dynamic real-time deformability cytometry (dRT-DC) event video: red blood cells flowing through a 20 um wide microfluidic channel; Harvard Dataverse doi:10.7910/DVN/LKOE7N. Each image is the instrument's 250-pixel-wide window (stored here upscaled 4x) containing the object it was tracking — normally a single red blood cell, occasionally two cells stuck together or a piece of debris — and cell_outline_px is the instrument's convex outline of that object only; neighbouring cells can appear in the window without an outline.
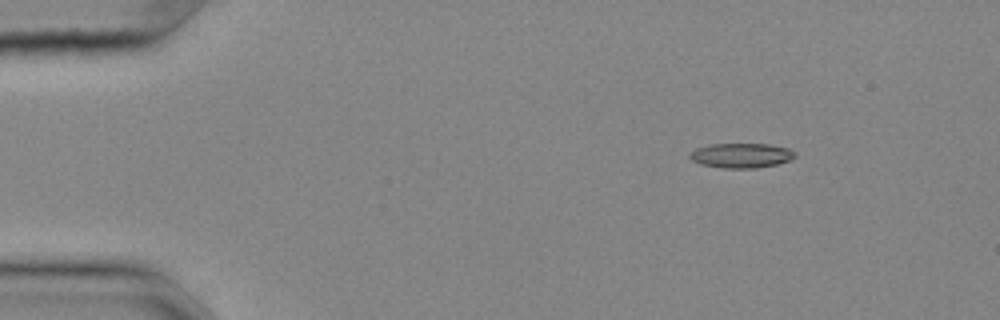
{"species": "common noctule bat (a hibernating species)", "species_latin": "Nyctalus noctula", "temperature_condition": "cold", "stored_images_in_passage": 50, "camera_frame_rate_fps": 3000, "um_per_image_px": 0.085, "animal": {"sex": "female", "body_mass_g": 25.1}, "frame": {"image": 1, "passage_image": 1, "time_ms": 0.0, "image_size_px": [1000, 320], "cell_outline_px": [[796, 156], [788, 160], [776, 164], [756, 168], [724, 168], [700, 164], [692, 160], [688, 156], [696, 148], [708, 144], [768, 144], [788, 148], [796, 152]], "centroid_in_image_um": [63.0, 13.21], "position_along_channel_um": 22.0, "area_um2": 15.09}}
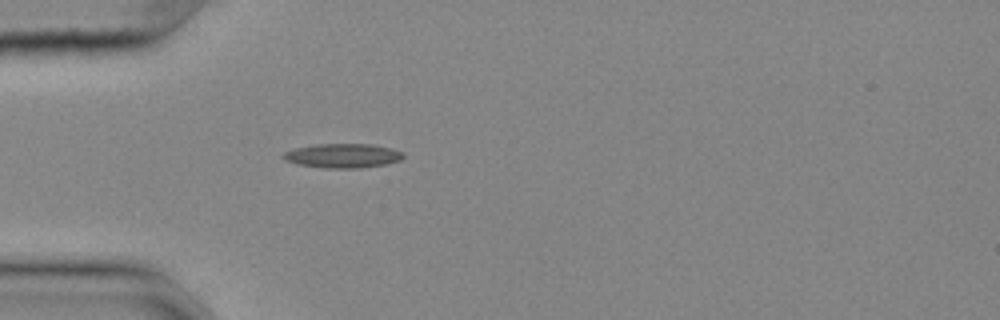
{"frame": {"image": 2, "passage_image": 10, "time_ms": 3.0, "image_size_px": [1000, 320], "cell_outline_px": [[404, 156], [400, 160], [384, 164], [360, 168], [324, 168], [296, 164], [284, 160], [280, 156], [284, 152], [296, 148], [316, 144], [372, 144], [392, 148], [404, 152]], "centroid_in_image_um": [29.12, 13.23], "position_along_channel_um": 55.9, "area_um2": 17.05}}
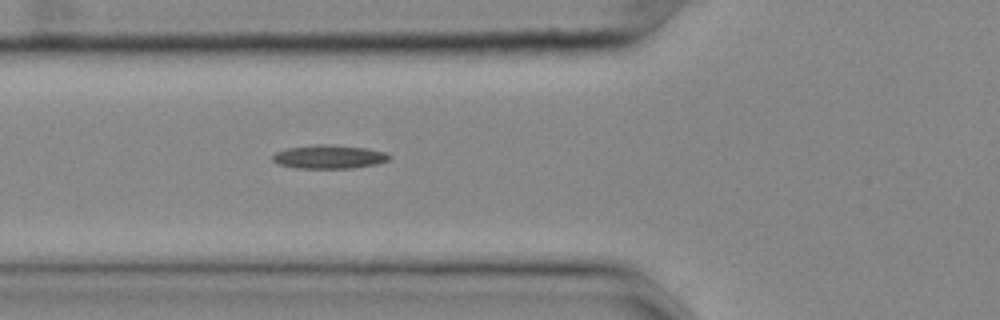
{"frame": {"image": 3, "passage_image": 14, "time_ms": 4.333, "image_size_px": [1000, 320], "cell_outline_px": [[392, 156], [388, 160], [376, 164], [352, 168], [296, 168], [280, 164], [272, 160], [272, 156], [276, 152], [288, 148], [320, 144], [324, 144], [368, 148], [384, 152]], "centroid_in_image_um": [27.99, 13.33], "position_along_channel_um": 97.8, "area_um2": 15.9}}